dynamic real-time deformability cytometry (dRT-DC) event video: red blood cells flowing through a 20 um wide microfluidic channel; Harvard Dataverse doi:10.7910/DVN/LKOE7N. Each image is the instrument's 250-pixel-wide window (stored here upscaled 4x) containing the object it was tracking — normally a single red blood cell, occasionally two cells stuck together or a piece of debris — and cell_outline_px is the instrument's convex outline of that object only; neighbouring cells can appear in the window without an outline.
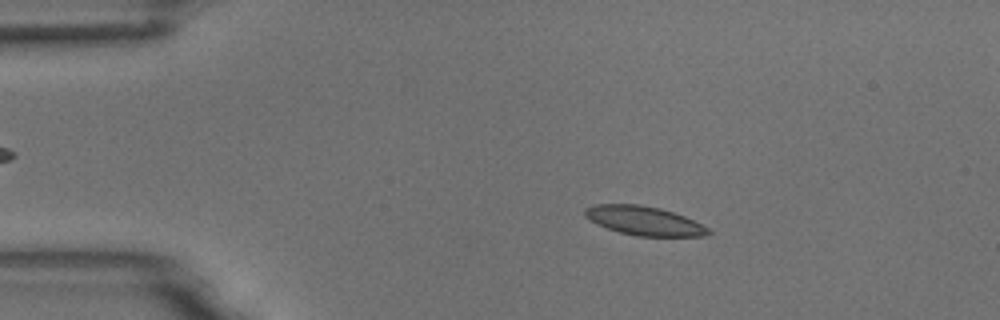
{"species": "common noctule bat (a hibernating species)", "species_latin": "Nyctalus noctula", "temperature_condition": "room temperature", "stored_images_in_passage": 7, "camera_frame_rate_fps": 3000, "um_per_image_px": 0.085, "animal": {"sex": "male", "body_mass_g": 18.8}, "frame": {"image": 1, "passage_image": 3, "time_ms": 0.667, "image_size_px": [1000, 320], "cell_outline_px": [[712, 232], [708, 236], [636, 236], [620, 232], [596, 224], [588, 220], [584, 216], [584, 208], [596, 204], [640, 204], [660, 208], [684, 216], [708, 228]], "centroid_in_image_um": [54.71, 18.76], "position_along_channel_um": 30.3, "area_um2": 20.87}}